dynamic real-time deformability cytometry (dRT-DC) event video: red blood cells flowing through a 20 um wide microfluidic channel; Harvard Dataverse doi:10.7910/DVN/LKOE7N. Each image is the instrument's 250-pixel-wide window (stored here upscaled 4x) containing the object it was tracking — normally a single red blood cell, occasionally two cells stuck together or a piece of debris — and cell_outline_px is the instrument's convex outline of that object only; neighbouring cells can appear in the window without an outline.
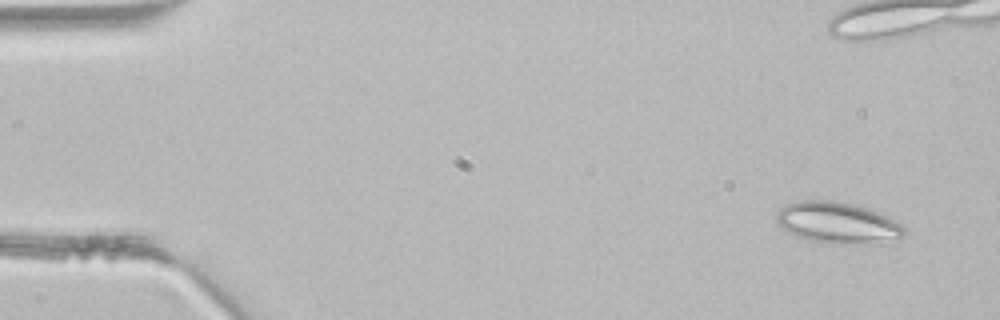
{"species": "common noctule bat (a hibernating species)", "species_latin": "Nyctalus noctula", "temperature_condition": "room temperature", "stored_images_in_passage": 6, "camera_frame_rate_fps": 3000, "um_per_image_px": 0.085, "animal": {"sex": "male", "body_mass_g": 21.5, "forearm_length_mm": 52.0}, "frame": {"image": 1, "passage_image": 1, "time_ms": 0.0, "image_size_px": [1000, 320], "cell_outline_px": [[904, 236], [876, 244], [832, 244], [808, 240], [796, 236], [788, 232], [776, 220], [776, 216], [780, 208], [788, 204], [800, 200], [832, 200], [868, 208], [900, 224], [904, 228]], "centroid_in_image_um": [71.17, 18.95], "position_along_channel_um": 13.8, "area_um2": 30.52}}